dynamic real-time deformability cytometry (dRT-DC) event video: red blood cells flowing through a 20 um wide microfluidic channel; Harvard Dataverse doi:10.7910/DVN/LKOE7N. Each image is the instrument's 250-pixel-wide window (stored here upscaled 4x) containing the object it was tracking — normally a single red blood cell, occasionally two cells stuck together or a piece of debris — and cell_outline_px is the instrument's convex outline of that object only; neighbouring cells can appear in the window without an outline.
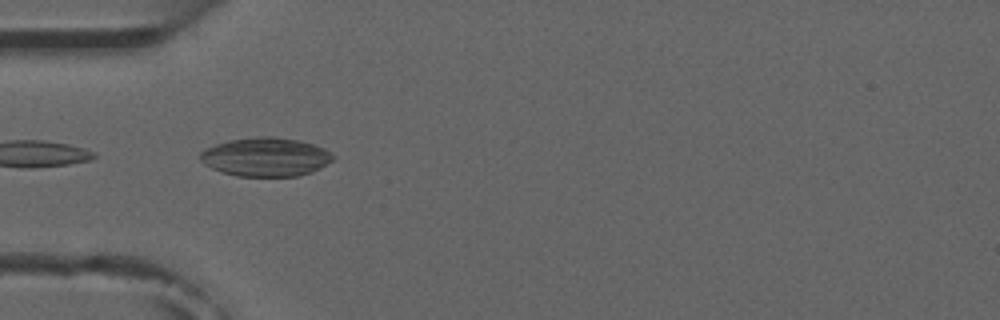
{"species": "common noctule bat (a hibernating species)", "species_latin": "Nyctalus noctula", "temperature_condition": "room temperature", "stored_images_in_passage": 6, "camera_frame_rate_fps": 3000, "um_per_image_px": 0.085, "animal": {"sex": "male", "forearm_length_mm": 52.5}, "frame": {"image": 1, "passage_image": 4, "time_ms": 4.333, "image_size_px": [1000, 320], "cell_outline_px": [[336, 156], [332, 160], [320, 168], [312, 172], [296, 176], [236, 176], [212, 168], [204, 164], [200, 160], [200, 152], [204, 148], [228, 140], [256, 136], [272, 136], [300, 140], [324, 148]], "centroid_in_image_um": [22.58, 13.33], "position_along_channel_um": 62.4, "area_um2": 30.11}}
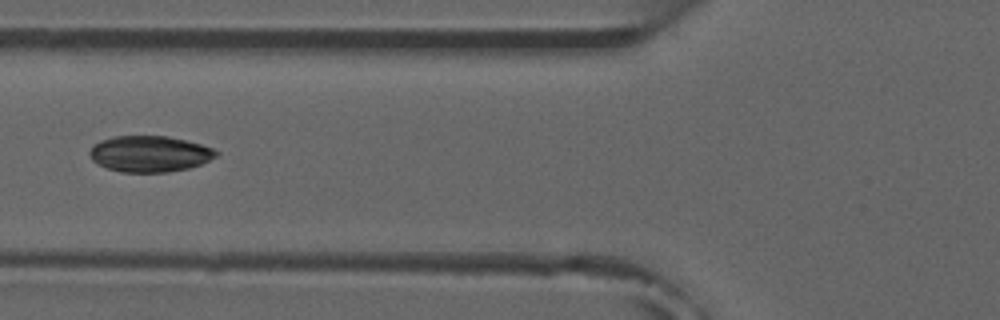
{"frame": {"image": 2, "passage_image": 5, "time_ms": 5.667, "image_size_px": [1000, 320], "cell_outline_px": [[220, 152], [216, 156], [200, 164], [188, 168], [168, 172], [120, 172], [96, 164], [92, 160], [88, 152], [92, 144], [100, 140], [112, 136], [168, 136], [200, 144], [212, 148]], "centroid_in_image_um": [12.66, 13.07], "position_along_channel_um": 113.1, "area_um2": 26.7}}
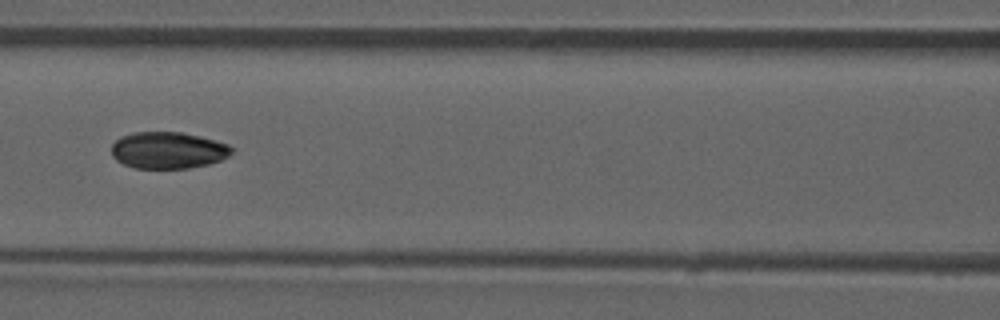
{"frame": {"image": 3, "passage_image": 6, "time_ms": 6.667, "image_size_px": [1000, 320], "cell_outline_px": [[232, 152], [228, 156], [220, 160], [208, 164], [188, 168], [136, 168], [124, 164], [116, 160], [112, 156], [112, 144], [120, 136], [132, 132], [180, 132], [200, 136], [216, 140], [228, 144], [232, 148]], "centroid_in_image_um": [14.27, 12.76], "position_along_channel_um": 152.3, "area_um2": 25.72}}